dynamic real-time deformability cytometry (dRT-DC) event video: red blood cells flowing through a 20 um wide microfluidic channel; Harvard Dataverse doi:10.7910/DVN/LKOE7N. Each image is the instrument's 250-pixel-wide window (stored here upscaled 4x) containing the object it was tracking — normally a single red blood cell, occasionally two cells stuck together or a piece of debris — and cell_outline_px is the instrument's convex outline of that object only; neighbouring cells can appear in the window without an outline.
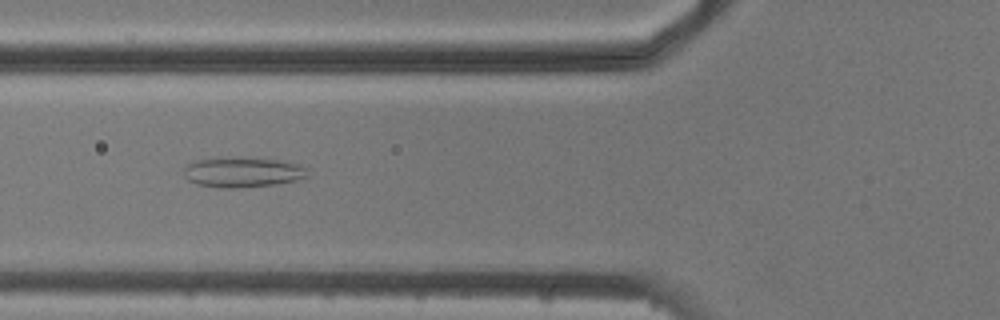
{"species": "common noctule bat (a hibernating species)", "species_latin": "Nyctalus noctula", "temperature_condition": "cold", "stored_images_in_passage": 7, "camera_frame_rate_fps": 3000, "um_per_image_px": 0.085, "animal": {"sex": "male", "body_mass_g": 20.5, "forearm_length_mm": 52.5}, "frame": {"image": 1, "passage_image": 6, "time_ms": 5.667, "image_size_px": [1000, 320], "cell_outline_px": [[308, 176], [296, 180], [276, 184], [232, 188], [220, 188], [196, 184], [188, 180], [184, 176], [184, 168], [188, 164], [196, 160], [236, 156], [280, 160], [296, 164], [308, 168]], "centroid_in_image_um": [20.61, 14.62], "position_along_channel_um": 105.2, "area_um2": 21.91}}